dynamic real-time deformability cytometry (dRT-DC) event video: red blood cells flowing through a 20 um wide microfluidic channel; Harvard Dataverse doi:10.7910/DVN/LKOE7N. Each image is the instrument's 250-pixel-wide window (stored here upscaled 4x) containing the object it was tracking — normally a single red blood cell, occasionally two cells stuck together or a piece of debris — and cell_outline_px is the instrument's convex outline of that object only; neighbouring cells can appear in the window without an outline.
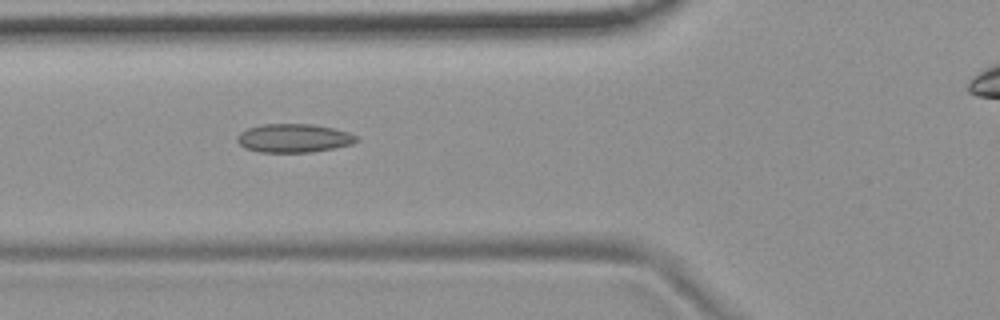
{"species": "common noctule bat (a hibernating species)", "species_latin": "Nyctalus noctula", "temperature_condition": "room temperature", "stored_images_in_passage": 12, "camera_frame_rate_fps": 3000, "um_per_image_px": 0.085, "animal": {"sex": "female", "body_mass_g": 19.9}, "frame": {"image": 1, "passage_image": 6, "time_ms": 1.667, "image_size_px": [1000, 320], "cell_outline_px": [[360, 140], [352, 144], [312, 152], [260, 152], [244, 148], [236, 140], [236, 136], [240, 132], [248, 128], [264, 124], [312, 124], [332, 128], [348, 132], [360, 136]], "centroid_in_image_um": [24.98, 11.74], "position_along_channel_um": 100.8, "area_um2": 19.94}}
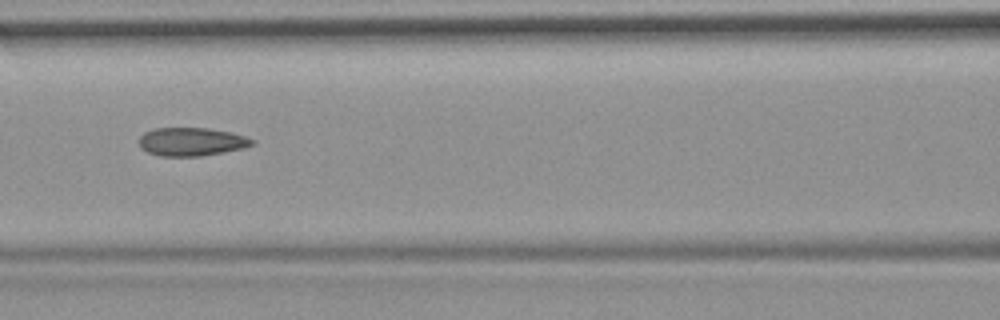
{"frame": {"image": 2, "passage_image": 7, "time_ms": 2.0, "image_size_px": [1000, 320], "cell_outline_px": [[256, 144], [244, 148], [224, 152], [200, 156], [160, 156], [148, 152], [140, 148], [140, 136], [144, 132], [152, 128], [208, 128], [232, 132], [256, 140]], "centroid_in_image_um": [16.3, 12.04], "position_along_channel_um": 150.3, "area_um2": 18.84}}
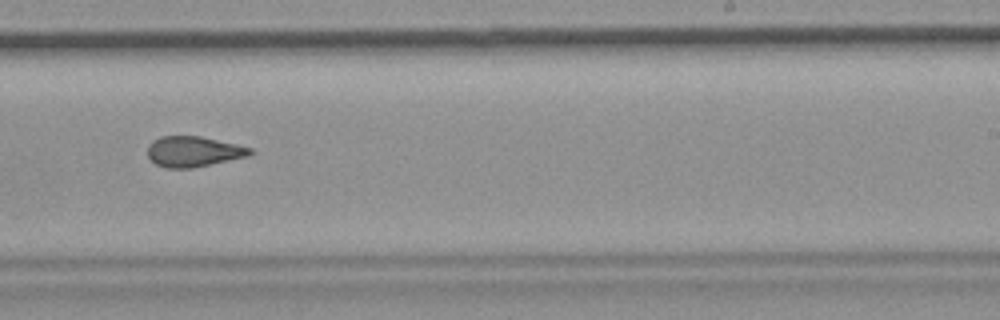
{"frame": {"image": 3, "passage_image": 10, "time_ms": 3.0, "image_size_px": [1000, 320], "cell_outline_px": [[256, 152], [248, 156], [192, 168], [164, 168], [156, 164], [148, 156], [148, 144], [160, 136], [200, 136], [236, 144], [252, 148]], "centroid_in_image_um": [16.45, 12.88], "position_along_channel_um": 272.6, "area_um2": 18.21}}